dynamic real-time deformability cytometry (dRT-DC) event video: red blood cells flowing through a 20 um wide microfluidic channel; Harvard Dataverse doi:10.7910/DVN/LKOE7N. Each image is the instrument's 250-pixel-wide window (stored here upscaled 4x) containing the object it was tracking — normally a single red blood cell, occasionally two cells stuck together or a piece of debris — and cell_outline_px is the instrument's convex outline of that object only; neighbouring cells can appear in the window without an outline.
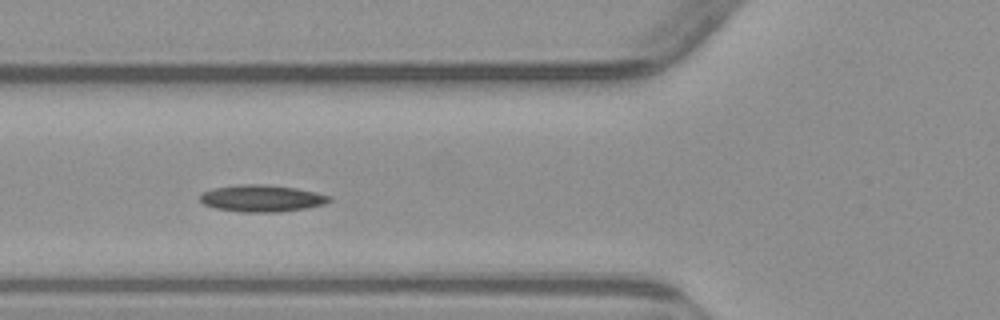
{"species": "common noctule bat (a hibernating species)", "species_latin": "Nyctalus noctula", "temperature_condition": "warm", "stored_images_in_passage": 6, "camera_frame_rate_fps": 3000, "um_per_image_px": 0.085, "animal": {"sex": "male", "body_mass_g": 23.1, "forearm_length_mm": 52.7}, "frame": {"image": 1, "passage_image": 4, "time_ms": 5.333, "image_size_px": [1000, 320], "cell_outline_px": [[332, 200], [324, 204], [304, 208], [276, 212], [240, 212], [216, 208], [204, 204], [200, 200], [200, 196], [204, 192], [212, 188], [236, 184], [264, 184], [296, 188], [316, 192], [332, 196]], "centroid_in_image_um": [22.25, 16.85], "position_along_channel_um": 103.5, "area_um2": 20.23}}
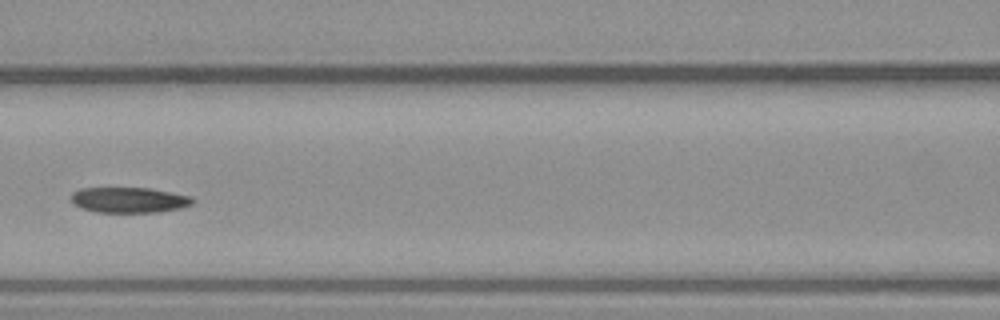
{"frame": {"image": 2, "passage_image": 5, "time_ms": 6.667, "image_size_px": [1000, 320], "cell_outline_px": [[196, 200], [192, 204], [180, 208], [160, 212], [96, 212], [80, 208], [72, 200], [72, 192], [80, 188], [148, 188], [192, 196]], "centroid_in_image_um": [11.0, 17.0], "position_along_channel_um": 155.6, "area_um2": 18.03}}
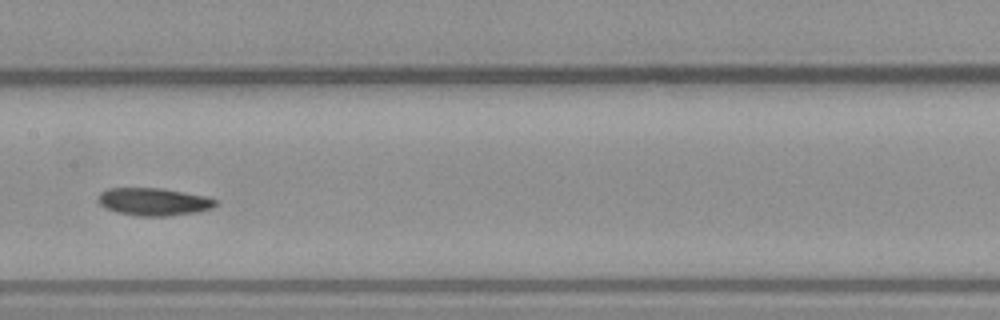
{"frame": {"image": 3, "passage_image": 6, "time_ms": 7.667, "image_size_px": [1000, 320], "cell_outline_px": [[216, 204], [212, 208], [196, 212], [168, 216], [140, 216], [116, 212], [100, 204], [96, 200], [100, 192], [108, 188], [164, 188], [204, 196], [216, 200]], "centroid_in_image_um": [13.03, 17.14], "position_along_channel_um": 194.4, "area_um2": 18.84}}